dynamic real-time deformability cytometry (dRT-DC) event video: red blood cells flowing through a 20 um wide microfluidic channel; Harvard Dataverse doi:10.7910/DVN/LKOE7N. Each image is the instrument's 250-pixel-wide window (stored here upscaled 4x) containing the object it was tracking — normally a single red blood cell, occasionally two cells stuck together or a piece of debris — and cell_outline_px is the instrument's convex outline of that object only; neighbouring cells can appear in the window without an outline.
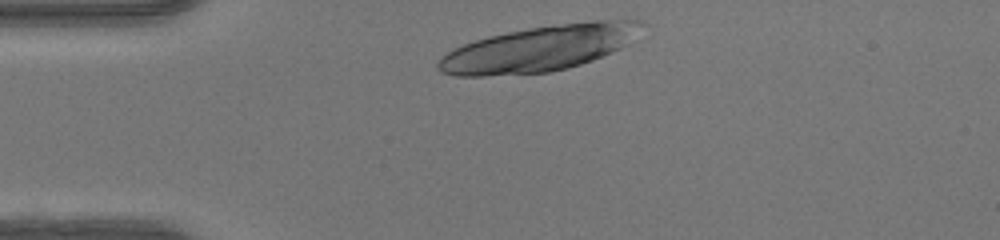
{"species": "human", "species_latin": "Homo sapiens", "temperature_condition": "warm", "stored_images_in_passage": 30, "camera_frame_rate_fps": 3000, "um_per_image_px": 0.085, "donor": {"sex": "female"}, "frame": {"image": 1, "passage_image": 1, "time_ms": 0.0, "image_size_px": [1000, 240], "cell_outline_px": [[648, 24], [628, 44], [612, 52], [592, 60], [568, 68], [548, 72], [484, 76], [456, 76], [440, 72], [436, 68], [436, 64], [452, 48], [488, 36], [528, 28], [552, 24], [592, 20], [644, 20]], "centroid_in_image_um": [45.89, 4.1], "position_along_channel_um": 39.1, "area_um2": 54.27}}
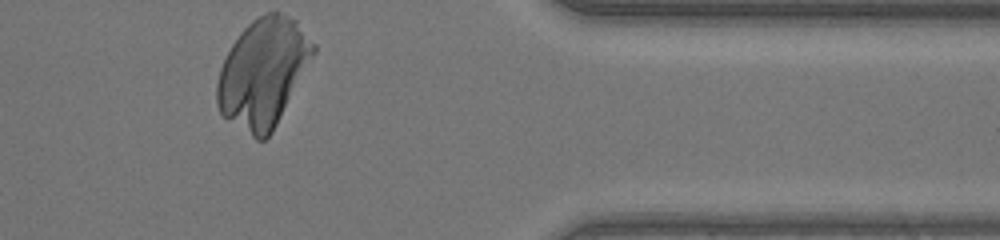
{"frame": {"image": 2, "passage_image": 30, "time_ms": 9.667, "image_size_px": [1000, 240], "cell_outline_px": [[316, 52], [272, 132], [264, 140], [256, 140], [224, 116], [220, 112], [216, 104], [216, 84], [220, 68], [232, 44], [240, 32], [252, 20], [264, 12], [280, 12], [296, 20], [316, 44]], "centroid_in_image_um": [22.37, 6.16], "position_along_channel_um": 389.0, "area_um2": 60.46}}